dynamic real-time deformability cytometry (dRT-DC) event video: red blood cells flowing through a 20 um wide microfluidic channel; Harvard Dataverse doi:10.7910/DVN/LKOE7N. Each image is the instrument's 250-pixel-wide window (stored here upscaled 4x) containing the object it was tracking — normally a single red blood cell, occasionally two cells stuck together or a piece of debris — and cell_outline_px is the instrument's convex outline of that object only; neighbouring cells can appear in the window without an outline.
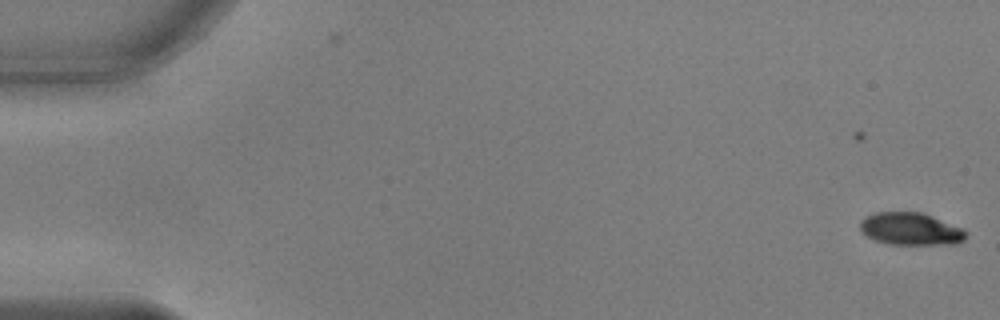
{"species": "common noctule bat (a hibernating species)", "species_latin": "Nyctalus noctula", "temperature_condition": "warm", "stored_images_in_passage": 2, "camera_frame_rate_fps": 3000, "um_per_image_px": 0.085, "animal": {"sex": "male", "body_mass_g": 17.9, "forearm_length_mm": 54.2}, "frame": {"image": 1, "passage_image": 2, "time_ms": 0.333, "image_size_px": [1000, 320], "cell_outline_px": [[968, 232], [964, 240], [956, 244], [888, 244], [872, 240], [860, 232], [860, 220], [876, 212], [920, 212], [932, 216], [964, 228]], "centroid_in_image_um": [77.4, 19.47], "position_along_channel_um": 7.6, "area_um2": 20.23}}